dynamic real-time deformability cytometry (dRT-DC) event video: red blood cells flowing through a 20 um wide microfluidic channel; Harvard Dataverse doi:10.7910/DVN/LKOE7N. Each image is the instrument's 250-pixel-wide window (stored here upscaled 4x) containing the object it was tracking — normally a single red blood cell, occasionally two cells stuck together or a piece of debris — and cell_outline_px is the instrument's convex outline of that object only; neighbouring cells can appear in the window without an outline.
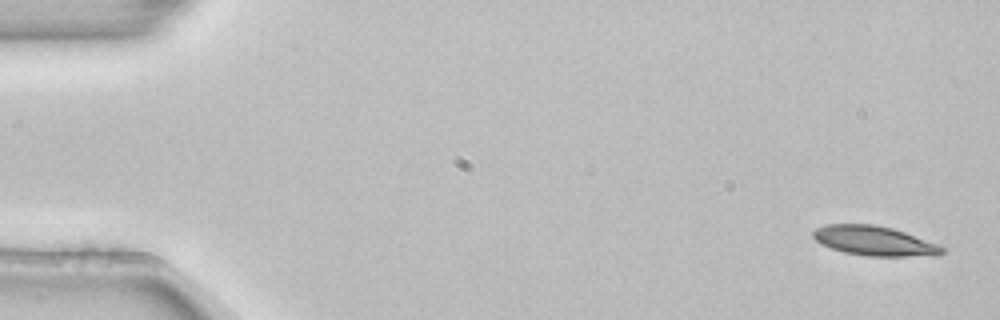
{"species": "common noctule bat (a hibernating species)", "species_latin": "Nyctalus noctula", "temperature_condition": "room temperature", "stored_images_in_passage": 5, "segment_of_instrument_passage": [1, 2], "camera_frame_rate_fps": 3000, "um_per_image_px": 0.085, "animal": {"sex": "female", "body_mass_g": 22.7, "forearm_length_mm": 54.2}, "frame": {"image": 1, "passage_image": 1, "time_ms": 0.0, "image_size_px": [1000, 320], "cell_outline_px": [[944, 252], [940, 256], [864, 256], [844, 252], [820, 244], [812, 236], [812, 232], [816, 228], [828, 224], [872, 224], [892, 228], [904, 232], [936, 244], [944, 248]], "centroid_in_image_um": [74.3, 20.48], "position_along_channel_um": 10.7, "area_um2": 22.2}}
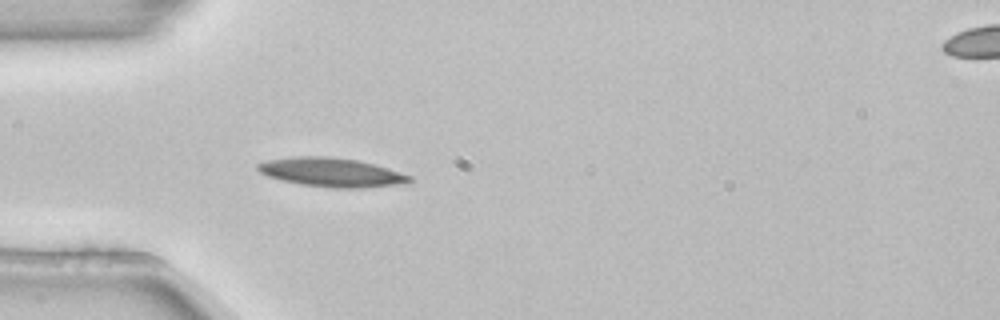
{"frame": {"image": 2, "passage_image": 4, "time_ms": 1.0, "image_size_px": [1000, 320], "cell_outline_px": [[412, 180], [408, 184], [360, 188], [332, 188], [300, 184], [268, 176], [260, 172], [256, 168], [256, 164], [268, 160], [292, 156], [328, 156], [356, 160], [388, 168], [412, 176]], "centroid_in_image_um": [28.2, 14.65], "position_along_channel_um": 56.8, "area_um2": 25.66}}